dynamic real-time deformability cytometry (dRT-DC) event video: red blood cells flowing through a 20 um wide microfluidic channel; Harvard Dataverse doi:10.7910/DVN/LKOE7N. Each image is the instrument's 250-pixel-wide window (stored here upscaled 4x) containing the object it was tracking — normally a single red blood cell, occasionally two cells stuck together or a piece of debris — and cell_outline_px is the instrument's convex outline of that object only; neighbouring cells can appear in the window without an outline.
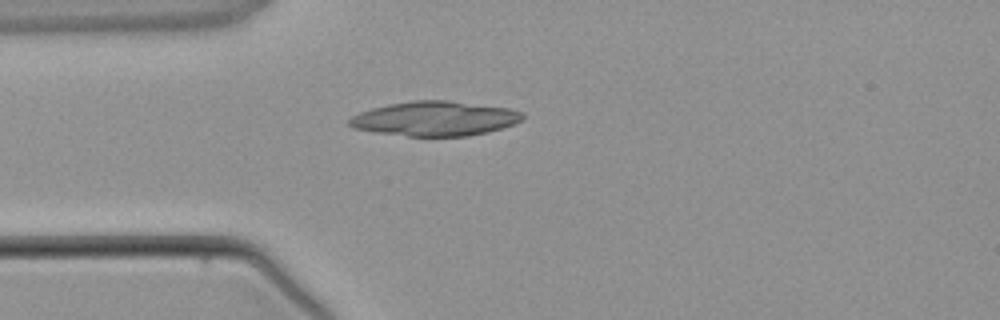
{"species": "common noctule bat (a hibernating species)", "species_latin": "Nyctalus noctula", "temperature_condition": "warm", "stored_images_in_passage": 1, "camera_frame_rate_fps": 3000, "um_per_image_px": 0.085, "animal": {"sex": "male", "body_mass_g": 21.5, "forearm_length_mm": 52.0}, "frame": {"image": 1, "passage_image": 1, "time_ms": 0.0, "image_size_px": [1000, 320], "cell_outline_px": [[524, 116], [520, 120], [512, 124], [488, 132], [468, 136], [408, 136], [376, 132], [356, 128], [348, 124], [348, 120], [352, 116], [360, 112], [372, 108], [388, 104], [412, 100], [448, 100], [508, 108], [524, 112]], "centroid_in_image_um": [36.96, 10.07], "position_along_channel_um": 48.0, "area_um2": 34.74}}